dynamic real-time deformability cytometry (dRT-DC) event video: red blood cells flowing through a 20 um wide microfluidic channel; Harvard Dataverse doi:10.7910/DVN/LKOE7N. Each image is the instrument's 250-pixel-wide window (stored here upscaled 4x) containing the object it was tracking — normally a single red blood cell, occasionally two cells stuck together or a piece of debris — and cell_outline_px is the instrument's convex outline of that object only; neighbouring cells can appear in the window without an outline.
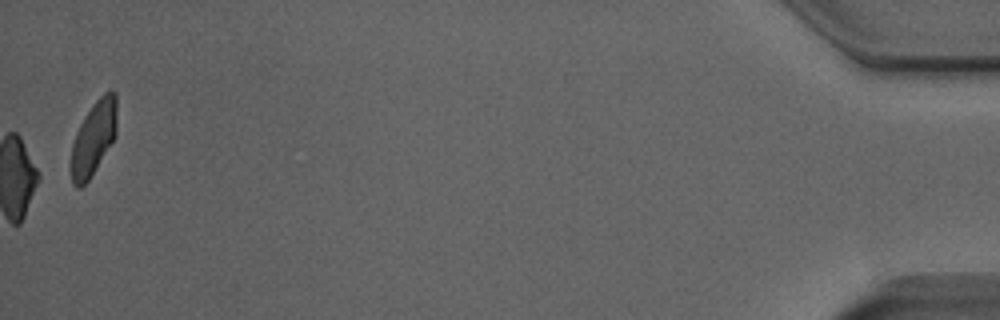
{"species": "Egyptian fruit bat (a non-hibernating species)", "species_latin": "Rousettus aegyptiacus", "temperature_condition": "room temperature", "stored_images_in_passage": 53, "camera_frame_rate_fps": 3000, "um_per_image_px": 0.085, "animal": {"sex": "male"}, "frame": {"image": 1, "passage_image": 53, "time_ms": 17.333, "image_size_px": [1000, 320], "cell_outline_px": [[116, 136], [88, 180], [80, 188], [76, 188], [72, 184], [72, 144], [76, 132], [84, 116], [96, 100], [104, 92], [112, 88], [116, 92]], "centroid_in_image_um": [7.97, 11.69], "position_along_channel_um": 427.2, "area_um2": 19.54}, "authors_computed_cell_mechanics": {"area_um2": 21.386, "velocity_mm_per_s": 3.9339, "shape_relaxation_time_tau1_ms": null, "shape_relaxation_time_tau2_ms": 1.6877, "deformation_change_tau1": null, "deformation_change_tau2": 0.0874}}